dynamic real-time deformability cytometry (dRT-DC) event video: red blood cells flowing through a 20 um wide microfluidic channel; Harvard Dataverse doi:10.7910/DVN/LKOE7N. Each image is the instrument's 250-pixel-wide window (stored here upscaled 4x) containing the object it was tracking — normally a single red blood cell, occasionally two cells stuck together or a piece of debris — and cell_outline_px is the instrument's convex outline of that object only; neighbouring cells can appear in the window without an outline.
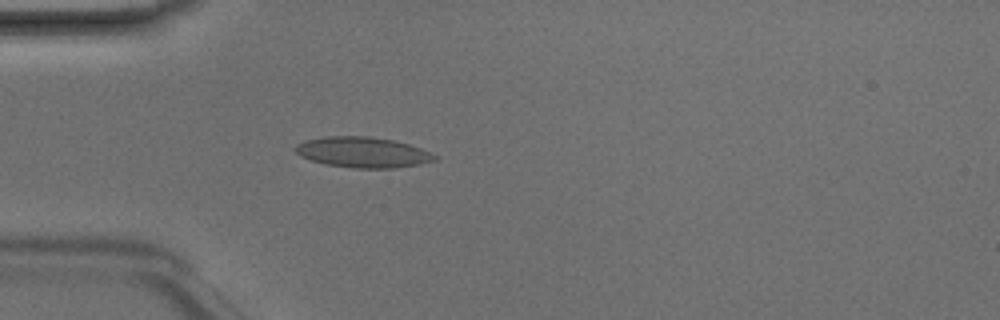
{"species": "Egyptian fruit bat (a non-hibernating species)", "species_latin": "Rousettus aegyptiacus", "temperature_condition": "room temperature", "stored_images_in_passage": 3, "camera_frame_rate_fps": 3000, "um_per_image_px": 0.085, "animal": {"sex": "male"}, "frame": {"image": 1, "passage_image": 3, "time_ms": 0.667, "image_size_px": [1000, 320], "cell_outline_px": [[440, 156], [436, 160], [420, 164], [392, 168], [352, 168], [324, 164], [300, 156], [292, 148], [296, 144], [304, 140], [324, 136], [368, 136], [392, 140], [408, 144], [420, 148]], "centroid_in_image_um": [30.81, 12.94], "position_along_channel_um": 54.2, "area_um2": 24.97}}